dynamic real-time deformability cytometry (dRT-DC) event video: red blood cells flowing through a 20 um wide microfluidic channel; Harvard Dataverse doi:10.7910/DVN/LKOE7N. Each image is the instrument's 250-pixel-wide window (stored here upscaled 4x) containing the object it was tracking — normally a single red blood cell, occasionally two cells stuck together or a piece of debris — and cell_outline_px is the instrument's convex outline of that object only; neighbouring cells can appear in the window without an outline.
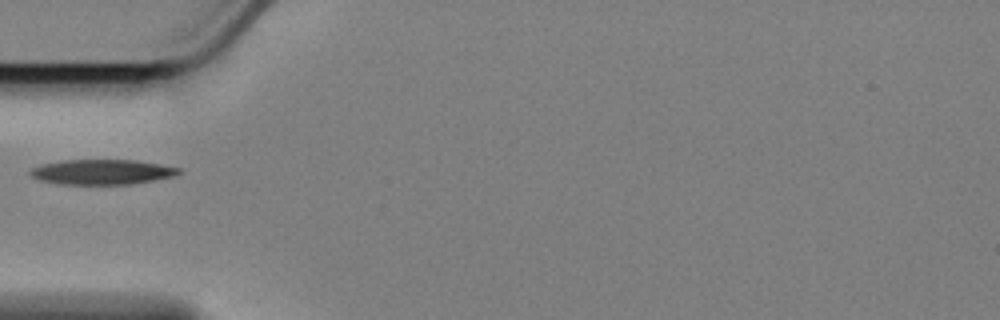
{"species": "Egyptian fruit bat (a non-hibernating species)", "species_latin": "Rousettus aegyptiacus", "temperature_condition": "cold", "stored_images_in_passage": 35, "camera_frame_rate_fps": 3000, "um_per_image_px": 0.085, "animal": {"sex": "female"}, "frame": {"image": 1, "passage_image": 1, "time_ms": 0.0, "image_size_px": [1000, 320], "cell_outline_px": [[180, 172], [176, 176], [132, 184], [56, 184], [40, 180], [32, 176], [28, 172], [32, 168], [40, 164], [64, 160], [136, 160], [160, 164], [180, 168]], "centroid_in_image_um": [8.66, 14.62], "position_along_channel_um": 76.3, "area_um2": 21.73}}
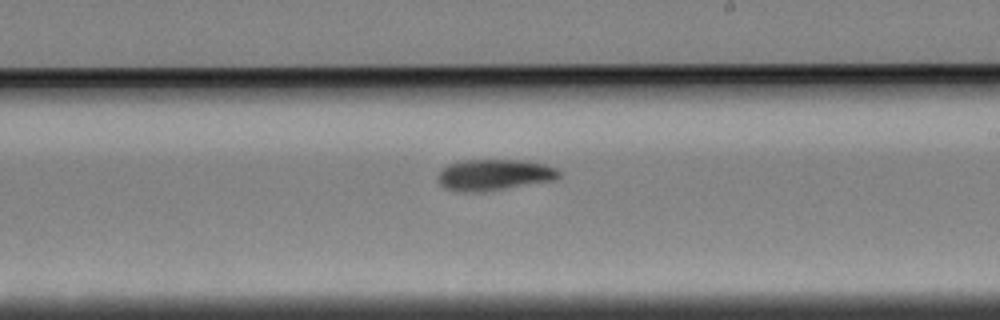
{"frame": {"image": 2, "passage_image": 16, "time_ms": 5.0, "image_size_px": [1000, 320], "cell_outline_px": [[560, 176], [556, 180], [484, 192], [456, 192], [444, 188], [440, 184], [436, 176], [448, 164], [456, 160], [520, 160], [544, 164], [556, 168], [560, 172]], "centroid_in_image_um": [41.97, 14.87], "position_along_channel_um": 247.0, "area_um2": 22.31}}
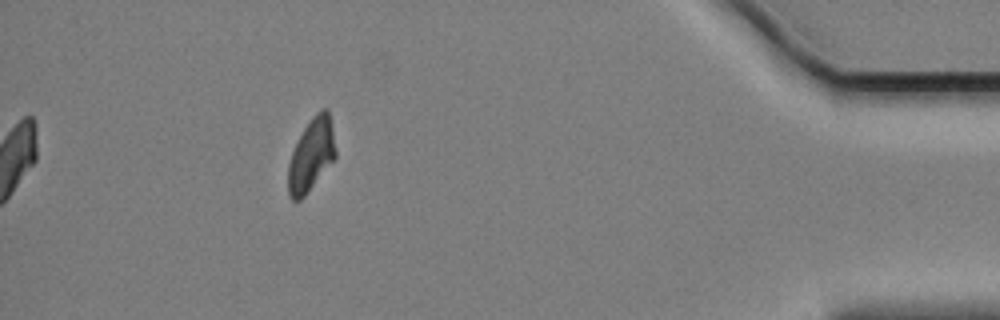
{"frame": {"image": 3, "passage_image": 35, "time_ms": 11.333, "image_size_px": [1000, 320], "cell_outline_px": [[336, 156], [304, 196], [300, 200], [292, 200], [288, 196], [288, 164], [292, 152], [304, 128], [312, 116], [320, 108], [328, 108], [332, 128], [336, 152]], "centroid_in_image_um": [26.45, 13.14], "position_along_channel_um": 408.8, "area_um2": 19.77}}